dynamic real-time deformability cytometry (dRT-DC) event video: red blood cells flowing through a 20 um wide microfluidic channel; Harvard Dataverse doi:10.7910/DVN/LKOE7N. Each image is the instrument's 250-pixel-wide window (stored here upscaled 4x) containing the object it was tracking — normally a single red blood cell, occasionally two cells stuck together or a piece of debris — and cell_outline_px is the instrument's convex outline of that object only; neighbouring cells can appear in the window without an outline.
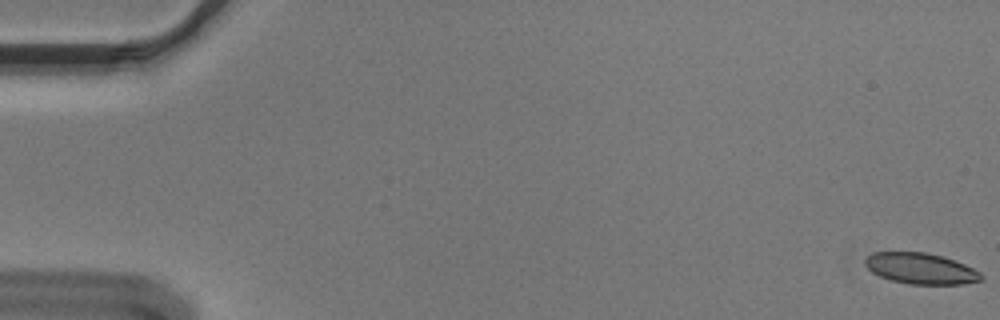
{"species": "Egyptian fruit bat (a non-hibernating species)", "species_latin": "Rousettus aegyptiacus", "temperature_condition": "cold", "stored_images_in_passage": 53, "camera_frame_rate_fps": 3000, "um_per_image_px": 0.085, "animal": {"sex": "male"}, "frame": {"image": 1, "passage_image": 1, "time_ms": 0.0, "image_size_px": [1000, 320], "cell_outline_px": [[984, 280], [964, 284], [908, 284], [892, 280], [880, 276], [872, 272], [864, 264], [864, 256], [872, 252], [924, 252], [944, 256], [964, 264], [980, 272], [984, 276]], "centroid_in_image_um": [78.26, 22.82], "position_along_channel_um": 6.7, "area_um2": 21.15}}
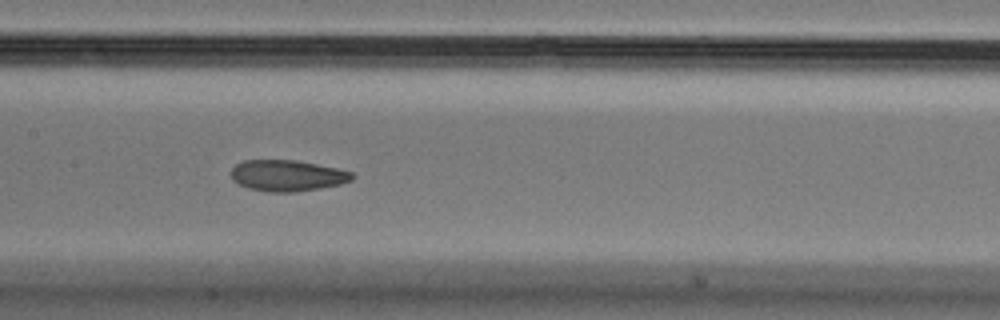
{"frame": {"image": 2, "passage_image": 28, "time_ms": 9.0, "image_size_px": [1000, 320], "cell_outline_px": [[356, 176], [352, 180], [340, 184], [320, 188], [296, 192], [268, 192], [248, 188], [232, 180], [232, 168], [236, 164], [244, 160], [296, 160], [336, 168], [352, 172]], "centroid_in_image_um": [24.43, 14.93], "position_along_channel_um": 183.0, "area_um2": 21.96}}
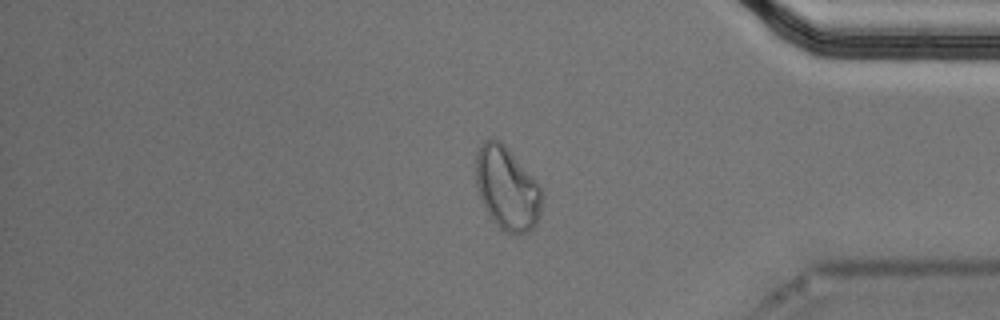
{"frame": {"image": 3, "passage_image": 47, "time_ms": 15.333, "image_size_px": [1000, 320], "cell_outline_px": [[544, 196], [540, 216], [536, 224], [528, 232], [508, 232], [500, 228], [492, 220], [484, 208], [476, 188], [476, 152], [480, 144], [484, 140], [500, 140], [504, 144], [536, 180]], "centroid_in_image_um": [43.1, 16.01], "position_along_channel_um": 392.1, "area_um2": 32.08}}